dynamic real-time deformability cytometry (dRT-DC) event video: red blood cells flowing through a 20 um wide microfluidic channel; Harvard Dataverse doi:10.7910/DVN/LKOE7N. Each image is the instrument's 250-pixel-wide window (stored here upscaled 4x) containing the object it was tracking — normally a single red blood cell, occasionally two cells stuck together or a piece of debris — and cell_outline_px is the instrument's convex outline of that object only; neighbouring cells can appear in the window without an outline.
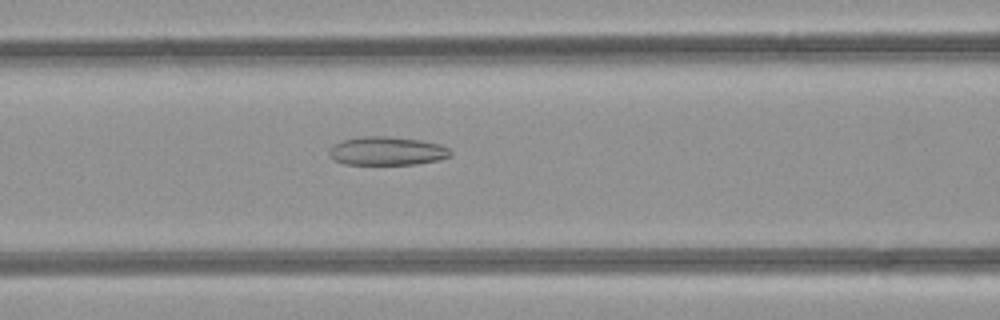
{"species": "common noctule bat (a hibernating species)", "species_latin": "Nyctalus noctula", "temperature_condition": "room temperature", "stored_images_in_passage": 34, "camera_frame_rate_fps": 3000, "um_per_image_px": 0.085, "animal": {"sex": "female", "body_mass_g": 21.9}, "frame": {"image": 1, "passage_image": 6, "time_ms": 1.667, "image_size_px": [1000, 320], "cell_outline_px": [[452, 156], [436, 160], [416, 164], [344, 164], [336, 160], [328, 152], [336, 144], [344, 140], [364, 136], [388, 136], [420, 140], [440, 144], [448, 148], [452, 152]], "centroid_in_image_um": [32.95, 12.83], "position_along_channel_um": 133.7, "area_um2": 19.88}}
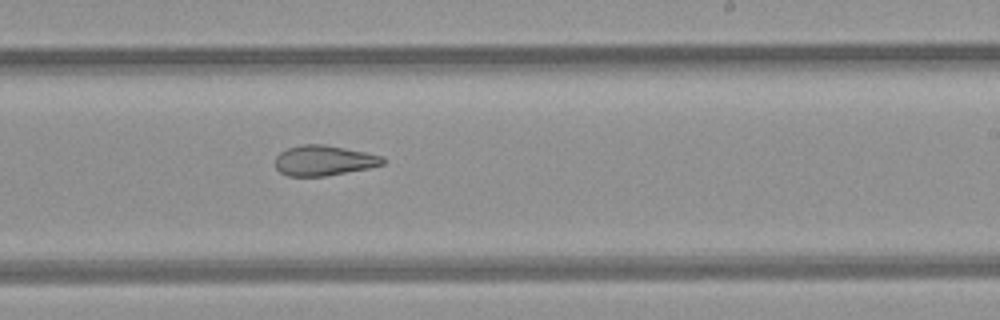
{"frame": {"image": 2, "passage_image": 15, "time_ms": 4.667, "image_size_px": [1000, 320], "cell_outline_px": [[384, 164], [368, 168], [324, 176], [288, 176], [280, 172], [276, 168], [276, 156], [280, 152], [288, 148], [300, 144], [324, 144], [384, 156]], "centroid_in_image_um": [27.51, 13.64], "position_along_channel_um": 261.5, "area_um2": 18.84}}
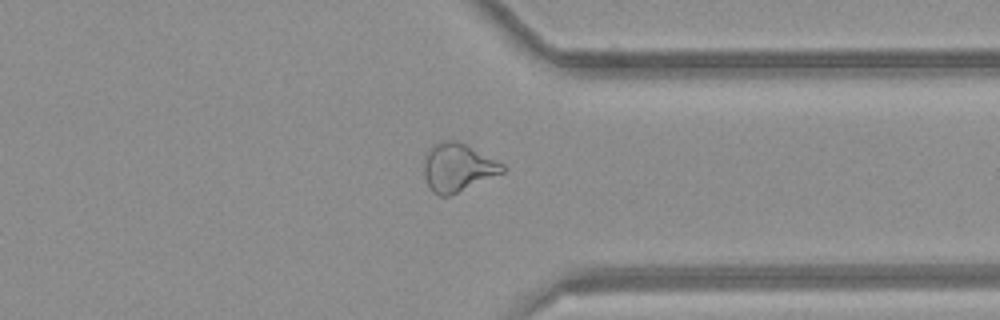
{"frame": {"image": 3, "passage_image": 23, "time_ms": 7.333, "image_size_px": [1000, 320], "cell_outline_px": [[504, 172], [448, 196], [440, 196], [432, 192], [424, 176], [424, 156], [428, 148], [432, 144], [444, 140], [456, 140], [504, 164]], "centroid_in_image_um": [38.85, 14.22], "position_along_channel_um": 372.5, "area_um2": 21.85}, "authors_computed_cell_mechanics": {"area_um2": 20.8947, "velocity_mm_per_s": 4.2579, "shape_relaxation_time_tau1_ms": null, "shape_relaxation_time_tau2_ms": 2.4995, "deformation_change_tau1": null, "deformation_change_tau2": 0.1083}}